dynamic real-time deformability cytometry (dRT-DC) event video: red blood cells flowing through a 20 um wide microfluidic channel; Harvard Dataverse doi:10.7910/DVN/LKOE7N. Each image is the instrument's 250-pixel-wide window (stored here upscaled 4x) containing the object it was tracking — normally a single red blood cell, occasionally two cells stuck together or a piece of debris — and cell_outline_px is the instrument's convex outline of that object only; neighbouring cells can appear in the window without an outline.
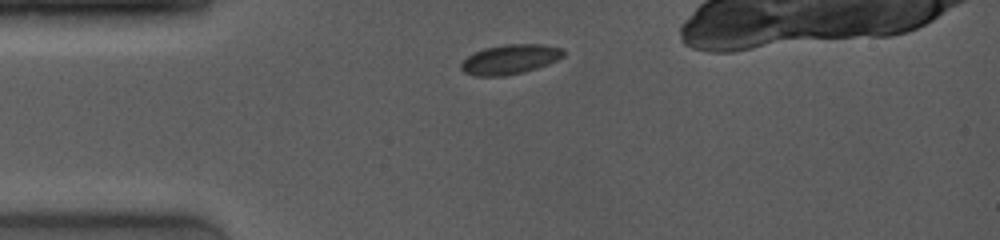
{"species": "common noctule bat (a hibernating species)", "species_latin": "Nyctalus noctula", "temperature_condition": "room temperature", "stored_images_in_passage": 17, "camera_frame_rate_fps": 4000, "um_per_image_px": 0.085, "animal": {"sex": "female", "body_mass_g": 19.0, "forearm_length_mm": 53.3}, "frame": {"image": 1, "passage_image": 1, "time_ms": 0.0, "image_size_px": [1000, 240], "cell_outline_px": [[564, 56], [548, 64], [524, 72], [504, 76], [476, 76], [464, 72], [460, 68], [460, 64], [468, 56], [484, 48], [504, 44], [544, 44], [564, 48]], "centroid_in_image_um": [43.37, 5.04], "position_along_channel_um": 41.6, "area_um2": 17.74}}
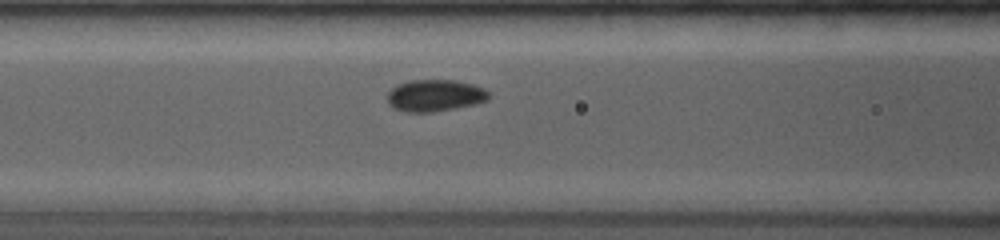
{"frame": {"image": 2, "passage_image": 9, "time_ms": 2.75, "image_size_px": [1000, 240], "cell_outline_px": [[488, 100], [476, 104], [456, 108], [432, 112], [404, 112], [392, 108], [388, 104], [388, 92], [396, 84], [412, 80], [456, 80], [472, 84], [484, 88], [488, 92]], "centroid_in_image_um": [36.95, 8.12], "position_along_channel_um": 129.7, "area_um2": 18.96}}
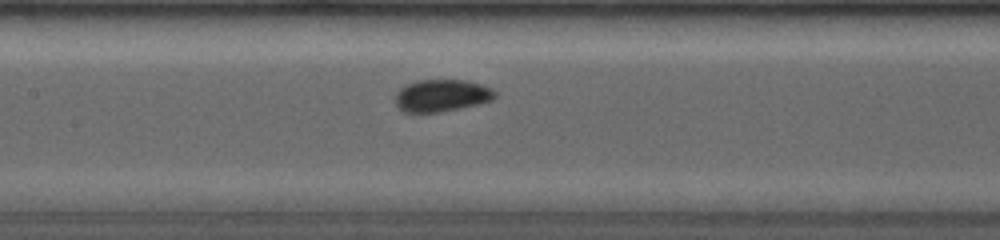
{"frame": {"image": 3, "passage_image": 13, "time_ms": 3.75, "image_size_px": [1000, 240], "cell_outline_px": [[496, 96], [492, 100], [460, 108], [440, 112], [404, 112], [396, 104], [396, 92], [400, 88], [416, 80], [464, 80], [480, 84], [492, 88], [496, 92]], "centroid_in_image_um": [37.54, 8.11], "position_along_channel_um": 169.9, "area_um2": 18.55}}